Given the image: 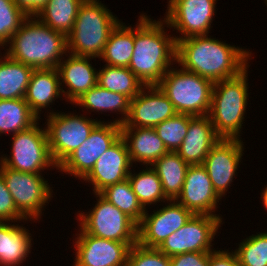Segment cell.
<instances>
[{
    "label": "cell",
    "instance_id": "25",
    "mask_svg": "<svg viewBox=\"0 0 267 266\" xmlns=\"http://www.w3.org/2000/svg\"><path fill=\"white\" fill-rule=\"evenodd\" d=\"M130 98L122 93L112 92L100 87L98 84L88 91H86L81 97H79L73 105H79L82 108H86L91 112H119L121 117L113 120L118 124H123L129 115L130 110ZM90 109V110H88Z\"/></svg>",
    "mask_w": 267,
    "mask_h": 266
},
{
    "label": "cell",
    "instance_id": "35",
    "mask_svg": "<svg viewBox=\"0 0 267 266\" xmlns=\"http://www.w3.org/2000/svg\"><path fill=\"white\" fill-rule=\"evenodd\" d=\"M189 114L177 113L154 127L170 152H176L187 134Z\"/></svg>",
    "mask_w": 267,
    "mask_h": 266
},
{
    "label": "cell",
    "instance_id": "9",
    "mask_svg": "<svg viewBox=\"0 0 267 266\" xmlns=\"http://www.w3.org/2000/svg\"><path fill=\"white\" fill-rule=\"evenodd\" d=\"M97 202L87 214L79 211V228L85 233L124 243H137L138 225L120 209L106 200L100 193H95Z\"/></svg>",
    "mask_w": 267,
    "mask_h": 266
},
{
    "label": "cell",
    "instance_id": "42",
    "mask_svg": "<svg viewBox=\"0 0 267 266\" xmlns=\"http://www.w3.org/2000/svg\"><path fill=\"white\" fill-rule=\"evenodd\" d=\"M264 188L265 189H263V191H262L261 198H262V203L265 207V210H267V185Z\"/></svg>",
    "mask_w": 267,
    "mask_h": 266
},
{
    "label": "cell",
    "instance_id": "5",
    "mask_svg": "<svg viewBox=\"0 0 267 266\" xmlns=\"http://www.w3.org/2000/svg\"><path fill=\"white\" fill-rule=\"evenodd\" d=\"M248 68L239 76L215 82L208 116L216 133L225 139H240L248 105Z\"/></svg>",
    "mask_w": 267,
    "mask_h": 266
},
{
    "label": "cell",
    "instance_id": "31",
    "mask_svg": "<svg viewBox=\"0 0 267 266\" xmlns=\"http://www.w3.org/2000/svg\"><path fill=\"white\" fill-rule=\"evenodd\" d=\"M97 84L109 91L122 93L130 99L135 98L144 87L143 83L128 67L106 64L98 70Z\"/></svg>",
    "mask_w": 267,
    "mask_h": 266
},
{
    "label": "cell",
    "instance_id": "39",
    "mask_svg": "<svg viewBox=\"0 0 267 266\" xmlns=\"http://www.w3.org/2000/svg\"><path fill=\"white\" fill-rule=\"evenodd\" d=\"M211 252H189L170 257L171 266H209Z\"/></svg>",
    "mask_w": 267,
    "mask_h": 266
},
{
    "label": "cell",
    "instance_id": "36",
    "mask_svg": "<svg viewBox=\"0 0 267 266\" xmlns=\"http://www.w3.org/2000/svg\"><path fill=\"white\" fill-rule=\"evenodd\" d=\"M26 18L12 0H0V46L3 47L1 50H4V46Z\"/></svg>",
    "mask_w": 267,
    "mask_h": 266
},
{
    "label": "cell",
    "instance_id": "13",
    "mask_svg": "<svg viewBox=\"0 0 267 266\" xmlns=\"http://www.w3.org/2000/svg\"><path fill=\"white\" fill-rule=\"evenodd\" d=\"M164 20L182 36L176 42L193 36L208 35L217 0H168Z\"/></svg>",
    "mask_w": 267,
    "mask_h": 266
},
{
    "label": "cell",
    "instance_id": "29",
    "mask_svg": "<svg viewBox=\"0 0 267 266\" xmlns=\"http://www.w3.org/2000/svg\"><path fill=\"white\" fill-rule=\"evenodd\" d=\"M84 0H49L35 16L39 21L66 36L72 31L78 9Z\"/></svg>",
    "mask_w": 267,
    "mask_h": 266
},
{
    "label": "cell",
    "instance_id": "34",
    "mask_svg": "<svg viewBox=\"0 0 267 266\" xmlns=\"http://www.w3.org/2000/svg\"><path fill=\"white\" fill-rule=\"evenodd\" d=\"M234 252L240 266H267V232L246 237Z\"/></svg>",
    "mask_w": 267,
    "mask_h": 266
},
{
    "label": "cell",
    "instance_id": "30",
    "mask_svg": "<svg viewBox=\"0 0 267 266\" xmlns=\"http://www.w3.org/2000/svg\"><path fill=\"white\" fill-rule=\"evenodd\" d=\"M38 117L30 110L24 98L0 99V136L7 132L12 135L33 126Z\"/></svg>",
    "mask_w": 267,
    "mask_h": 266
},
{
    "label": "cell",
    "instance_id": "21",
    "mask_svg": "<svg viewBox=\"0 0 267 266\" xmlns=\"http://www.w3.org/2000/svg\"><path fill=\"white\" fill-rule=\"evenodd\" d=\"M220 139L208 115H189L187 134L176 153L188 165H201Z\"/></svg>",
    "mask_w": 267,
    "mask_h": 266
},
{
    "label": "cell",
    "instance_id": "28",
    "mask_svg": "<svg viewBox=\"0 0 267 266\" xmlns=\"http://www.w3.org/2000/svg\"><path fill=\"white\" fill-rule=\"evenodd\" d=\"M134 51V26L119 22L110 32L99 59L106 65L128 67Z\"/></svg>",
    "mask_w": 267,
    "mask_h": 266
},
{
    "label": "cell",
    "instance_id": "27",
    "mask_svg": "<svg viewBox=\"0 0 267 266\" xmlns=\"http://www.w3.org/2000/svg\"><path fill=\"white\" fill-rule=\"evenodd\" d=\"M151 167L156 171L165 197L176 200L180 195L189 165L176 153L168 152L157 159Z\"/></svg>",
    "mask_w": 267,
    "mask_h": 266
},
{
    "label": "cell",
    "instance_id": "18",
    "mask_svg": "<svg viewBox=\"0 0 267 266\" xmlns=\"http://www.w3.org/2000/svg\"><path fill=\"white\" fill-rule=\"evenodd\" d=\"M220 199L205 167L202 164L189 165L182 191L176 201L194 215H211L221 218L222 216L215 214Z\"/></svg>",
    "mask_w": 267,
    "mask_h": 266
},
{
    "label": "cell",
    "instance_id": "26",
    "mask_svg": "<svg viewBox=\"0 0 267 266\" xmlns=\"http://www.w3.org/2000/svg\"><path fill=\"white\" fill-rule=\"evenodd\" d=\"M2 55V53H0ZM0 55V99L24 98L34 68Z\"/></svg>",
    "mask_w": 267,
    "mask_h": 266
},
{
    "label": "cell",
    "instance_id": "12",
    "mask_svg": "<svg viewBox=\"0 0 267 266\" xmlns=\"http://www.w3.org/2000/svg\"><path fill=\"white\" fill-rule=\"evenodd\" d=\"M120 137L121 124L101 121L86 141L58 166V170L83 180L94 168L97 159Z\"/></svg>",
    "mask_w": 267,
    "mask_h": 266
},
{
    "label": "cell",
    "instance_id": "14",
    "mask_svg": "<svg viewBox=\"0 0 267 266\" xmlns=\"http://www.w3.org/2000/svg\"><path fill=\"white\" fill-rule=\"evenodd\" d=\"M148 213L147 209L137 228V242L145 247L158 248L164 240L185 225L194 215L176 200Z\"/></svg>",
    "mask_w": 267,
    "mask_h": 266
},
{
    "label": "cell",
    "instance_id": "33",
    "mask_svg": "<svg viewBox=\"0 0 267 266\" xmlns=\"http://www.w3.org/2000/svg\"><path fill=\"white\" fill-rule=\"evenodd\" d=\"M100 194L130 217L137 225L141 222L146 209L141 205L133 192L128 178L109 185Z\"/></svg>",
    "mask_w": 267,
    "mask_h": 266
},
{
    "label": "cell",
    "instance_id": "6",
    "mask_svg": "<svg viewBox=\"0 0 267 266\" xmlns=\"http://www.w3.org/2000/svg\"><path fill=\"white\" fill-rule=\"evenodd\" d=\"M177 69L170 68L157 86L169 98L177 113L208 115L214 83L182 67Z\"/></svg>",
    "mask_w": 267,
    "mask_h": 266
},
{
    "label": "cell",
    "instance_id": "2",
    "mask_svg": "<svg viewBox=\"0 0 267 266\" xmlns=\"http://www.w3.org/2000/svg\"><path fill=\"white\" fill-rule=\"evenodd\" d=\"M135 26L134 51L128 68L144 86L157 85L176 64V39L165 32L168 24L164 19L156 21L142 13Z\"/></svg>",
    "mask_w": 267,
    "mask_h": 266
},
{
    "label": "cell",
    "instance_id": "3",
    "mask_svg": "<svg viewBox=\"0 0 267 266\" xmlns=\"http://www.w3.org/2000/svg\"><path fill=\"white\" fill-rule=\"evenodd\" d=\"M5 47L9 57L34 69L57 68L68 53L67 36L36 17H27Z\"/></svg>",
    "mask_w": 267,
    "mask_h": 266
},
{
    "label": "cell",
    "instance_id": "40",
    "mask_svg": "<svg viewBox=\"0 0 267 266\" xmlns=\"http://www.w3.org/2000/svg\"><path fill=\"white\" fill-rule=\"evenodd\" d=\"M209 266H240L234 251L215 250L209 254Z\"/></svg>",
    "mask_w": 267,
    "mask_h": 266
},
{
    "label": "cell",
    "instance_id": "20",
    "mask_svg": "<svg viewBox=\"0 0 267 266\" xmlns=\"http://www.w3.org/2000/svg\"><path fill=\"white\" fill-rule=\"evenodd\" d=\"M66 56L67 59L63 58L64 60L62 59L59 62L57 70L63 96L65 100L73 104L86 91L97 85L98 71L90 63L91 59H93L92 57L70 53Z\"/></svg>",
    "mask_w": 267,
    "mask_h": 266
},
{
    "label": "cell",
    "instance_id": "8",
    "mask_svg": "<svg viewBox=\"0 0 267 266\" xmlns=\"http://www.w3.org/2000/svg\"><path fill=\"white\" fill-rule=\"evenodd\" d=\"M48 113L45 129L49 150L53 161L59 166L86 141L101 120L85 117L84 114L78 116L74 112H54V109Z\"/></svg>",
    "mask_w": 267,
    "mask_h": 266
},
{
    "label": "cell",
    "instance_id": "17",
    "mask_svg": "<svg viewBox=\"0 0 267 266\" xmlns=\"http://www.w3.org/2000/svg\"><path fill=\"white\" fill-rule=\"evenodd\" d=\"M176 114L174 105L157 85L144 86L130 100L129 115L121 127L154 128Z\"/></svg>",
    "mask_w": 267,
    "mask_h": 266
},
{
    "label": "cell",
    "instance_id": "32",
    "mask_svg": "<svg viewBox=\"0 0 267 266\" xmlns=\"http://www.w3.org/2000/svg\"><path fill=\"white\" fill-rule=\"evenodd\" d=\"M132 190L137 196L141 205L147 209V206L157 204L158 202L169 201L162 190L161 181L156 171L151 166L135 173L132 169L128 176Z\"/></svg>",
    "mask_w": 267,
    "mask_h": 266
},
{
    "label": "cell",
    "instance_id": "1",
    "mask_svg": "<svg viewBox=\"0 0 267 266\" xmlns=\"http://www.w3.org/2000/svg\"><path fill=\"white\" fill-rule=\"evenodd\" d=\"M209 35L193 36L177 41L178 67L196 73L213 83L239 76L248 68L251 53Z\"/></svg>",
    "mask_w": 267,
    "mask_h": 266
},
{
    "label": "cell",
    "instance_id": "22",
    "mask_svg": "<svg viewBox=\"0 0 267 266\" xmlns=\"http://www.w3.org/2000/svg\"><path fill=\"white\" fill-rule=\"evenodd\" d=\"M121 137L127 145L132 164L140 162L151 166L169 152L154 128L121 127Z\"/></svg>",
    "mask_w": 267,
    "mask_h": 266
},
{
    "label": "cell",
    "instance_id": "11",
    "mask_svg": "<svg viewBox=\"0 0 267 266\" xmlns=\"http://www.w3.org/2000/svg\"><path fill=\"white\" fill-rule=\"evenodd\" d=\"M222 221L219 216L193 215L185 225L169 235L158 249L169 257L189 252L215 251L211 244Z\"/></svg>",
    "mask_w": 267,
    "mask_h": 266
},
{
    "label": "cell",
    "instance_id": "23",
    "mask_svg": "<svg viewBox=\"0 0 267 266\" xmlns=\"http://www.w3.org/2000/svg\"><path fill=\"white\" fill-rule=\"evenodd\" d=\"M63 93L60 85V77L57 68L34 69L30 82L27 86L24 100L30 110L40 118L41 110H49L50 105L62 98Z\"/></svg>",
    "mask_w": 267,
    "mask_h": 266
},
{
    "label": "cell",
    "instance_id": "15",
    "mask_svg": "<svg viewBox=\"0 0 267 266\" xmlns=\"http://www.w3.org/2000/svg\"><path fill=\"white\" fill-rule=\"evenodd\" d=\"M244 143L241 139L221 138L209 151L204 159L205 167L213 188L222 199L225 197L228 188L235 175L237 176L239 163L241 162Z\"/></svg>",
    "mask_w": 267,
    "mask_h": 266
},
{
    "label": "cell",
    "instance_id": "24",
    "mask_svg": "<svg viewBox=\"0 0 267 266\" xmlns=\"http://www.w3.org/2000/svg\"><path fill=\"white\" fill-rule=\"evenodd\" d=\"M29 230L12 222H0V266H19L31 253Z\"/></svg>",
    "mask_w": 267,
    "mask_h": 266
},
{
    "label": "cell",
    "instance_id": "16",
    "mask_svg": "<svg viewBox=\"0 0 267 266\" xmlns=\"http://www.w3.org/2000/svg\"><path fill=\"white\" fill-rule=\"evenodd\" d=\"M76 233L75 262L72 266H127L128 253L135 243H124L95 237L81 228Z\"/></svg>",
    "mask_w": 267,
    "mask_h": 266
},
{
    "label": "cell",
    "instance_id": "38",
    "mask_svg": "<svg viewBox=\"0 0 267 266\" xmlns=\"http://www.w3.org/2000/svg\"><path fill=\"white\" fill-rule=\"evenodd\" d=\"M20 222L27 219L18 211L6 182L0 174V222Z\"/></svg>",
    "mask_w": 267,
    "mask_h": 266
},
{
    "label": "cell",
    "instance_id": "10",
    "mask_svg": "<svg viewBox=\"0 0 267 266\" xmlns=\"http://www.w3.org/2000/svg\"><path fill=\"white\" fill-rule=\"evenodd\" d=\"M0 174L6 182L18 211L29 221L41 218L46 203L53 198V190L47 183L48 180L46 181L41 174L12 170L1 162Z\"/></svg>",
    "mask_w": 267,
    "mask_h": 266
},
{
    "label": "cell",
    "instance_id": "19",
    "mask_svg": "<svg viewBox=\"0 0 267 266\" xmlns=\"http://www.w3.org/2000/svg\"><path fill=\"white\" fill-rule=\"evenodd\" d=\"M131 163L127 145L120 137L96 161L94 168L83 179L93 185V193H100L106 187L128 178Z\"/></svg>",
    "mask_w": 267,
    "mask_h": 266
},
{
    "label": "cell",
    "instance_id": "4",
    "mask_svg": "<svg viewBox=\"0 0 267 266\" xmlns=\"http://www.w3.org/2000/svg\"><path fill=\"white\" fill-rule=\"evenodd\" d=\"M112 13L100 0H84L67 35L68 53L100 58L110 32L120 22Z\"/></svg>",
    "mask_w": 267,
    "mask_h": 266
},
{
    "label": "cell",
    "instance_id": "41",
    "mask_svg": "<svg viewBox=\"0 0 267 266\" xmlns=\"http://www.w3.org/2000/svg\"><path fill=\"white\" fill-rule=\"evenodd\" d=\"M15 5L27 16L35 17L49 0H12Z\"/></svg>",
    "mask_w": 267,
    "mask_h": 266
},
{
    "label": "cell",
    "instance_id": "7",
    "mask_svg": "<svg viewBox=\"0 0 267 266\" xmlns=\"http://www.w3.org/2000/svg\"><path fill=\"white\" fill-rule=\"evenodd\" d=\"M38 123L37 121L30 128L12 135L11 156L0 157L4 166L33 174H42L41 172L49 170V167L58 169L49 150L46 129L40 128Z\"/></svg>",
    "mask_w": 267,
    "mask_h": 266
},
{
    "label": "cell",
    "instance_id": "37",
    "mask_svg": "<svg viewBox=\"0 0 267 266\" xmlns=\"http://www.w3.org/2000/svg\"><path fill=\"white\" fill-rule=\"evenodd\" d=\"M127 266H171L170 257L158 248H149L138 242L131 246Z\"/></svg>",
    "mask_w": 267,
    "mask_h": 266
}]
</instances>
